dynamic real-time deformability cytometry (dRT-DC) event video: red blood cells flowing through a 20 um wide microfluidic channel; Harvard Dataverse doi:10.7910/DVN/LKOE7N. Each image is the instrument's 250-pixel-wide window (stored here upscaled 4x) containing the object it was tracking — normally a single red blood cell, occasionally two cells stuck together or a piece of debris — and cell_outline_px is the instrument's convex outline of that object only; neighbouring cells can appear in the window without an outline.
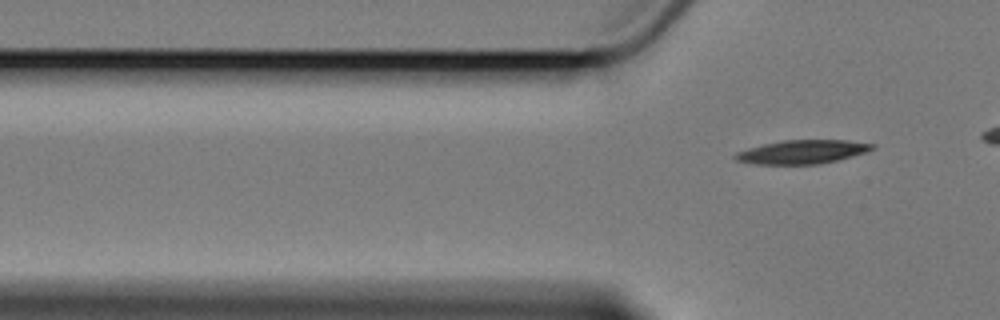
{"species": "Egyptian fruit bat (a non-hibernating species)", "species_latin": "Rousettus aegyptiacus", "temperature_condition": "cold", "stored_images_in_passage": 3, "camera_frame_rate_fps": 3000, "um_per_image_px": 0.085, "animal": {"sex": "female"}, "frame": {"image": 1, "passage_image": 3, "time_ms": 2.333, "image_size_px": [1000, 320], "cell_outline_px": [[876, 144], [872, 148], [864, 152], [852, 156], [836, 160], [816, 164], [756, 164], [736, 160], [732, 156], [736, 152], [748, 148], [764, 144], [784, 140], [848, 140]], "centroid_in_image_um": [68.15, 12.9], "position_along_channel_um": 57.6, "area_um2": 18.67}}